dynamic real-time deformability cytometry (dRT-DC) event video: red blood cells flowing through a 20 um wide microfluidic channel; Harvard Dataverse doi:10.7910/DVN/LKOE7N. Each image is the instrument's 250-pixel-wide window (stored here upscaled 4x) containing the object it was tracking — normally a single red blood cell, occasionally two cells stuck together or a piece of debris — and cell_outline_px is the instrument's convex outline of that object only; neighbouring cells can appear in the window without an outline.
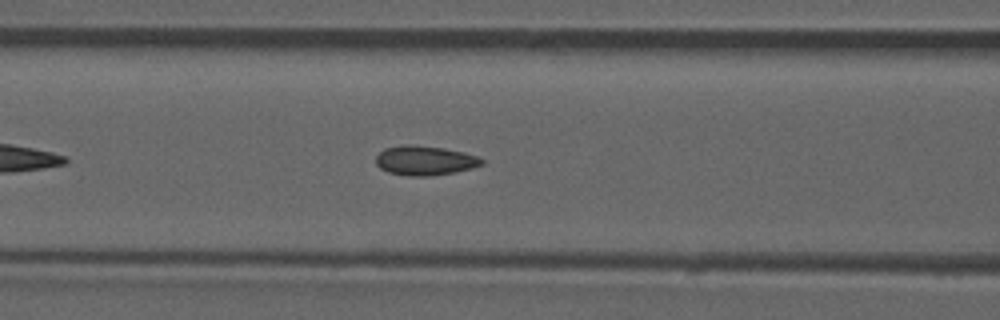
{"species": "common noctule bat (a hibernating species)", "species_latin": "Nyctalus noctula", "temperature_condition": "room temperature", "stored_images_in_passage": 32, "camera_frame_rate_fps": 3000, "um_per_image_px": 0.085, "animal": {"sex": "male", "forearm_length_mm": 52.5}, "frame": {"image": 1, "passage_image": 10, "time_ms": 3.0, "image_size_px": [1000, 320], "cell_outline_px": [[484, 164], [472, 168], [452, 172], [428, 176], [408, 176], [388, 172], [380, 168], [376, 164], [376, 156], [384, 148], [404, 144], [412, 144], [444, 148], [464, 152], [476, 156], [484, 160]], "centroid_in_image_um": [36.09, 13.63], "position_along_channel_um": 130.5, "area_um2": 18.21}}